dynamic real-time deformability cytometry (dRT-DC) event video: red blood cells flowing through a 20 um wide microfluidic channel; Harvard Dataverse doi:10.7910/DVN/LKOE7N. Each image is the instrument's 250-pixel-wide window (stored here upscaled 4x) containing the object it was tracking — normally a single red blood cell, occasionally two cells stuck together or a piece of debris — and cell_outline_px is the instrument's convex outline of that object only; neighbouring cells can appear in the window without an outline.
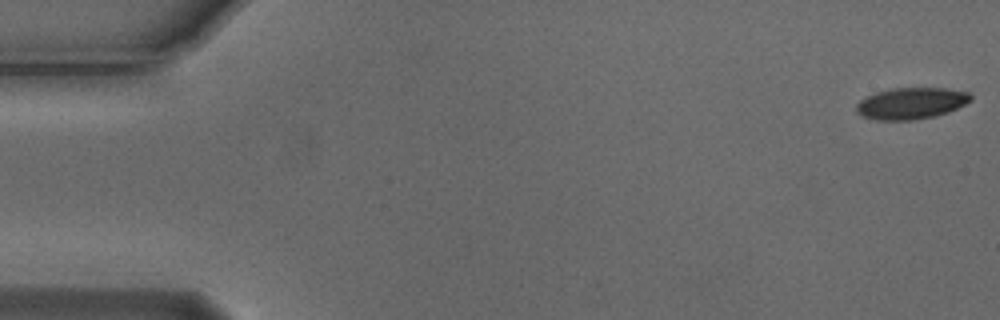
{"species": "Egyptian fruit bat (a non-hibernating species)", "species_latin": "Rousettus aegyptiacus", "temperature_condition": "cold", "stored_images_in_passage": 10, "camera_frame_rate_fps": 3000, "um_per_image_px": 0.085, "animal": {"sex": "male"}, "frame": {"image": 1, "passage_image": 1, "time_ms": 0.0, "image_size_px": [1000, 320], "cell_outline_px": [[972, 100], [948, 112], [936, 116], [912, 120], [876, 120], [864, 116], [856, 112], [856, 104], [860, 100], [876, 92], [892, 88], [944, 88], [968, 92], [972, 96]], "centroid_in_image_um": [77.44, 8.78], "position_along_channel_um": 7.6, "area_um2": 20.92}}